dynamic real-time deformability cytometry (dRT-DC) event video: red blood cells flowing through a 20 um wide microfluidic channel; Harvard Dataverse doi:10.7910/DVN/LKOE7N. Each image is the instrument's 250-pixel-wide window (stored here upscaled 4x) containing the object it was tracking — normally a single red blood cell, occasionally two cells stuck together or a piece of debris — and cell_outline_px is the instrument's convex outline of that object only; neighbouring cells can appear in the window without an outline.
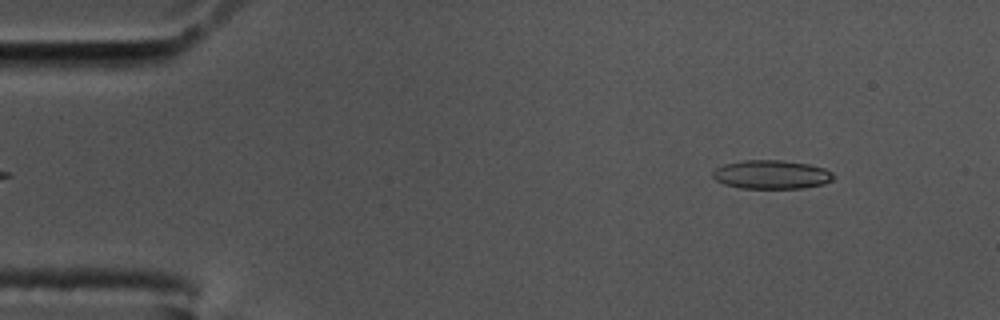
{"species": "common noctule bat (a hibernating species)", "species_latin": "Nyctalus noctula", "temperature_condition": "cold", "stored_images_in_passage": 55, "camera_frame_rate_fps": 3000, "um_per_image_px": 0.085, "animal": {"sex": "male", "body_mass_g": 17.5, "forearm_length_mm": 52.3}, "frame": {"image": 1, "passage_image": 4, "time_ms": 1.0, "image_size_px": [1000, 320], "cell_outline_px": [[836, 176], [832, 180], [824, 184], [804, 188], [740, 188], [724, 184], [716, 180], [712, 176], [712, 172], [716, 168], [724, 164], [744, 160], [784, 160], [808, 164], [824, 168], [832, 172]], "centroid_in_image_um": [65.59, 14.83], "position_along_channel_um": 19.4, "area_um2": 20.35}}
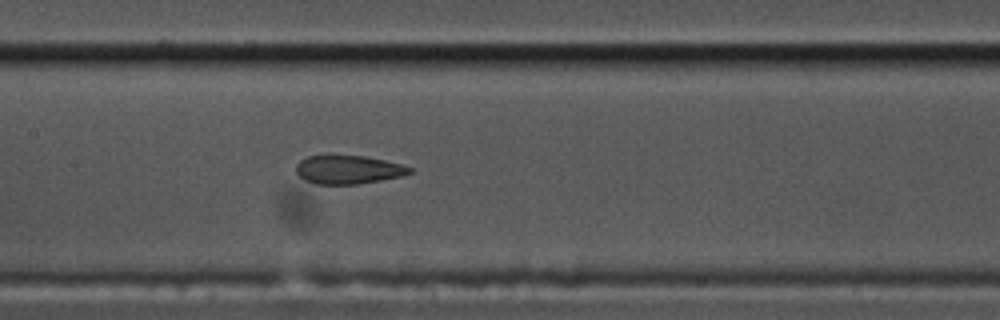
{"frame": {"image": 2, "passage_image": 25, "time_ms": 8.0, "image_size_px": [1000, 320], "cell_outline_px": [[412, 172], [400, 176], [380, 180], [356, 184], [316, 184], [304, 180], [296, 172], [296, 164], [300, 160], [308, 156], [332, 152], [364, 156], [404, 164], [412, 168]], "centroid_in_image_um": [29.55, 14.37], "position_along_channel_um": 177.9, "area_um2": 19.54}}
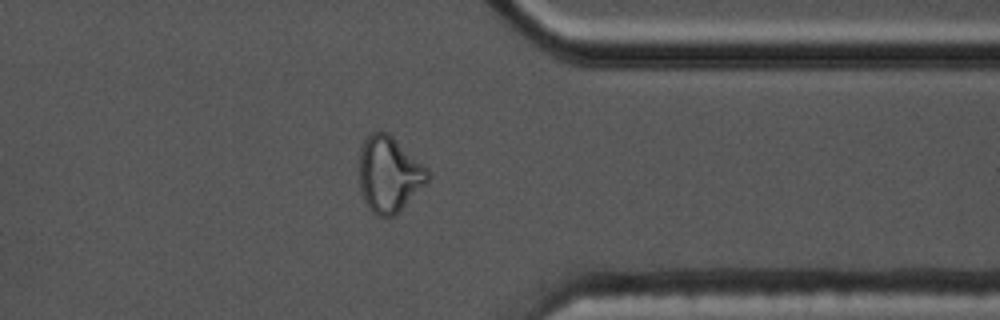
{"frame": {"image": 3, "passage_image": 43, "time_ms": 14.0, "image_size_px": [1000, 320], "cell_outline_px": [[432, 176], [392, 216], [376, 216], [368, 208], [360, 192], [360, 144], [372, 132], [388, 132], [428, 168]], "centroid_in_image_um": [33.05, 14.78], "position_along_channel_um": 378.4, "area_um2": 29.88}, "authors_computed_cell_mechanics": {"area_um2": 20.519, "velocity_mm_per_s": 3.4577, "shape_relaxation_time_tau1_ms": null, "shape_relaxation_time_tau2_ms": 1.8829, "deformation_change_tau1": null, "deformation_change_tau2": 0.0942}}